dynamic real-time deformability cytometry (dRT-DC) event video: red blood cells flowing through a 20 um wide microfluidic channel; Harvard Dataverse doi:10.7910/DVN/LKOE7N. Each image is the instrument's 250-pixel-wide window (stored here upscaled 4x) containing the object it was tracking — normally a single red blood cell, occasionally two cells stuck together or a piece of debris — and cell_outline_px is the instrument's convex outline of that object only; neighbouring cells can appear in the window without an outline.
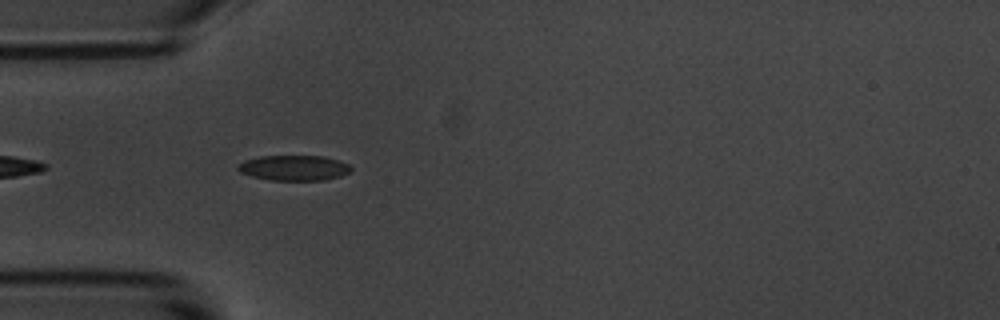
{"species": "common noctule bat (a hibernating species)", "species_latin": "Nyctalus noctula", "temperature_condition": "room temperature", "stored_images_in_passage": 7, "camera_frame_rate_fps": 3000, "um_per_image_px": 0.085, "animal": {"sex": "male", "body_mass_g": 20.1, "forearm_length_mm": 53.5}, "frame": {"image": 1, "passage_image": 5, "time_ms": 1.333, "image_size_px": [1000, 320], "cell_outline_px": [[352, 168], [348, 172], [340, 176], [324, 180], [268, 180], [252, 176], [240, 172], [236, 168], [236, 164], [244, 160], [260, 156], [324, 156], [348, 164]], "centroid_in_image_um": [24.93, 14.27], "position_along_channel_um": 60.1, "area_um2": 16.65}}